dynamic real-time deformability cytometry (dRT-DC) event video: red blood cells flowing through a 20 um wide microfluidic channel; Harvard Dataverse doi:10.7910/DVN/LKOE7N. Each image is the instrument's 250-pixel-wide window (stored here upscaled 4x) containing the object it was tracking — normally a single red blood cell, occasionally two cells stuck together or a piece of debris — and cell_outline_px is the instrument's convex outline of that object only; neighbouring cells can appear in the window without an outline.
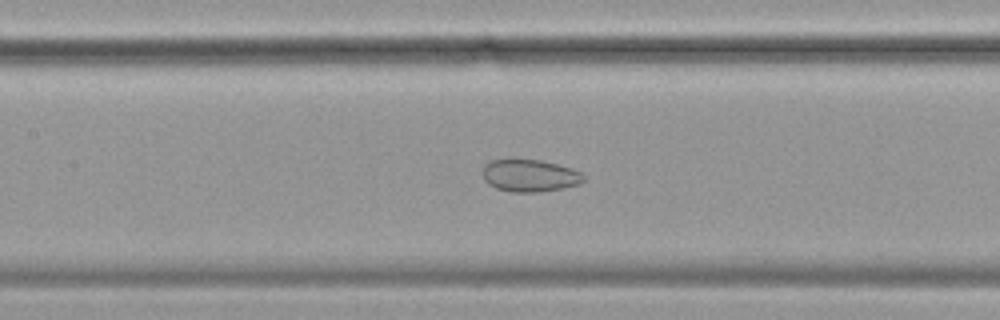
{"species": "common noctule bat (a hibernating species)", "species_latin": "Nyctalus noctula", "temperature_condition": "cold", "stored_images_in_passage": 43, "camera_frame_rate_fps": 3000, "um_per_image_px": 0.085, "animal": {"sex": "female", "body_mass_g": 19.9}, "frame": {"image": 1, "passage_image": 17, "time_ms": 5.333, "image_size_px": [1000, 320], "cell_outline_px": [[584, 180], [580, 184], [560, 188], [536, 192], [512, 192], [496, 188], [488, 184], [484, 180], [484, 164], [492, 160], [540, 160], [572, 168], [580, 172], [584, 176]], "centroid_in_image_um": [45.03, 14.93], "position_along_channel_um": 162.4, "area_um2": 18.73}}
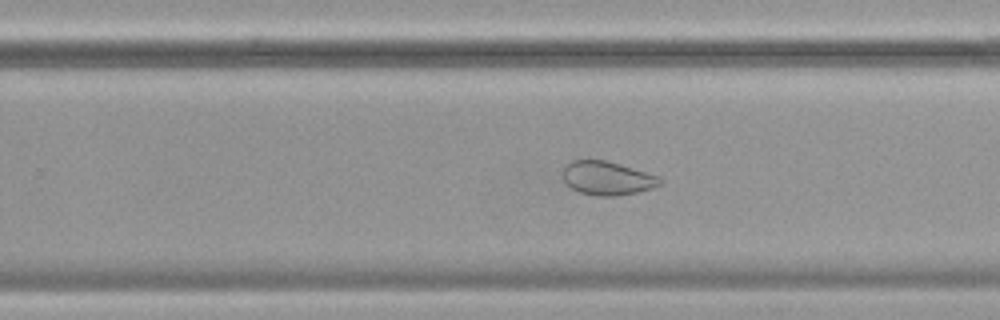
{"frame": {"image": 2, "passage_image": 27, "time_ms": 8.667, "image_size_px": [1000, 320], "cell_outline_px": [[664, 180], [660, 184], [652, 188], [636, 192], [616, 196], [596, 196], [580, 192], [572, 188], [564, 180], [564, 168], [572, 160], [604, 160], [620, 164], [660, 176]], "centroid_in_image_um": [51.66, 15.15], "position_along_channel_um": 278.1, "area_um2": 18.9}}
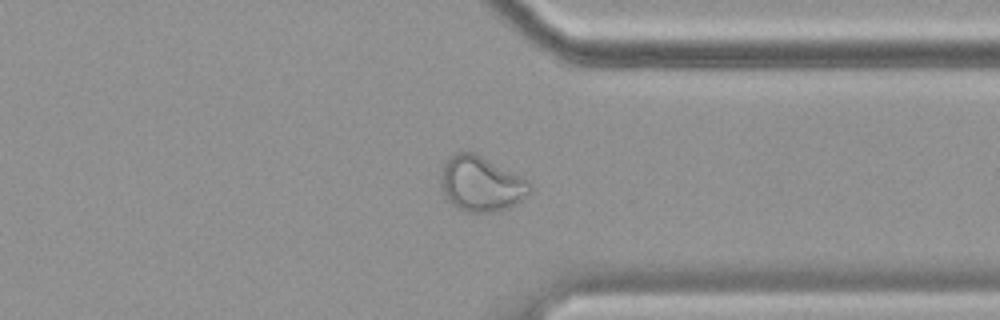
{"frame": {"image": 3, "passage_image": 35, "time_ms": 11.333, "image_size_px": [1000, 320], "cell_outline_px": [[532, 188], [528, 196], [508, 208], [496, 212], [468, 212], [456, 208], [448, 200], [440, 188], [440, 172], [444, 164], [456, 152], [472, 152], [528, 180], [532, 184]], "centroid_in_image_um": [40.88, 15.66], "position_along_channel_um": 370.5, "area_um2": 28.5}}